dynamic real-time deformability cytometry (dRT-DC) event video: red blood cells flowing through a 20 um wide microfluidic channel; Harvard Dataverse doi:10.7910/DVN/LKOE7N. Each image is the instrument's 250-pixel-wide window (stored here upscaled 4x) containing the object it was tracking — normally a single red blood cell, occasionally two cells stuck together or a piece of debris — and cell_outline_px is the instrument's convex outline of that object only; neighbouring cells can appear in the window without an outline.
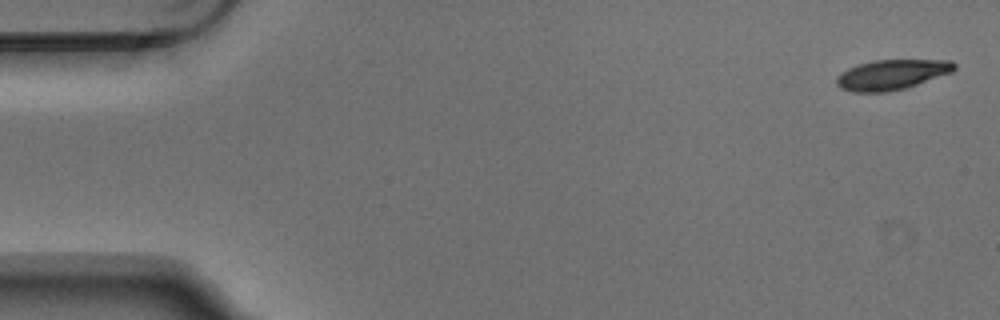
{"species": "Egyptian fruit bat (a non-hibernating species)", "species_latin": "Rousettus aegyptiacus", "temperature_condition": "warm", "stored_images_in_passage": 6, "camera_frame_rate_fps": 3000, "um_per_image_px": 0.085, "animal": {"sex": "male"}, "frame": {"image": 1, "passage_image": 1, "time_ms": 0.0, "image_size_px": [1000, 320], "cell_outline_px": [[956, 68], [952, 72], [904, 88], [888, 92], [852, 92], [840, 88], [836, 84], [836, 76], [848, 68], [872, 60], [952, 60], [956, 64]], "centroid_in_image_um": [75.78, 6.34], "position_along_channel_um": 9.2, "area_um2": 20.58}}
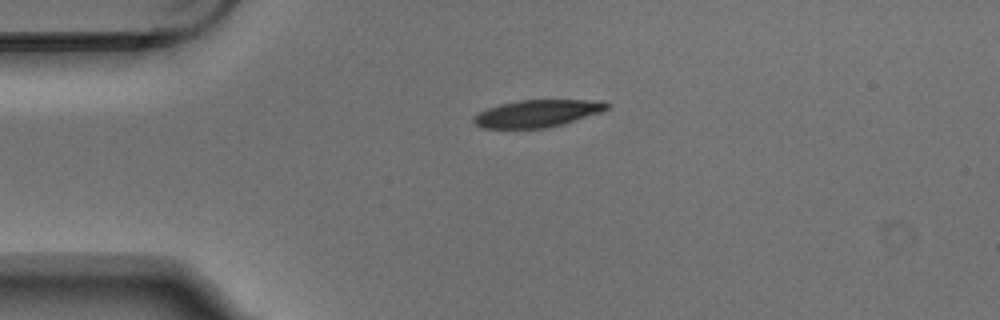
{"frame": {"image": 2, "passage_image": 4, "time_ms": 1.0, "image_size_px": [1000, 320], "cell_outline_px": [[608, 108], [600, 112], [564, 124], [544, 128], [484, 128], [476, 124], [472, 120], [472, 116], [488, 108], [500, 104], [520, 100], [604, 100], [608, 104]], "centroid_in_image_um": [45.67, 9.64], "position_along_channel_um": 39.3, "area_um2": 21.04}}
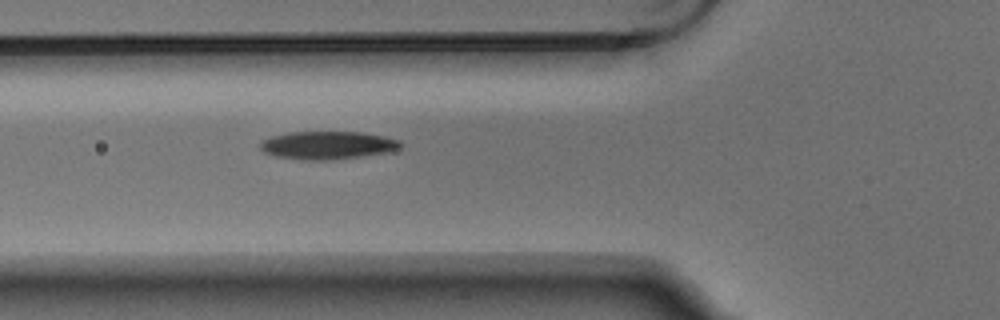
{"frame": {"image": 3, "passage_image": 6, "time_ms": 1.667, "image_size_px": [1000, 320], "cell_outline_px": [[404, 144], [400, 148], [392, 152], [332, 160], [304, 160], [276, 156], [264, 152], [260, 148], [260, 140], [272, 136], [288, 132], [364, 132], [384, 136], [400, 140]], "centroid_in_image_um": [27.88, 12.34], "position_along_channel_um": 97.9, "area_um2": 23.18}}